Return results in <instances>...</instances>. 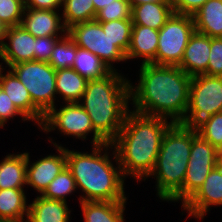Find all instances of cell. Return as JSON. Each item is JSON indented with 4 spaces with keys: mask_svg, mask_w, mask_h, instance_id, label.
<instances>
[{
    "mask_svg": "<svg viewBox=\"0 0 222 222\" xmlns=\"http://www.w3.org/2000/svg\"><path fill=\"white\" fill-rule=\"evenodd\" d=\"M94 4L95 11L98 12L101 10L104 6H108L112 4L114 0H92Z\"/></svg>",
    "mask_w": 222,
    "mask_h": 222,
    "instance_id": "ab89813d",
    "label": "cell"
},
{
    "mask_svg": "<svg viewBox=\"0 0 222 222\" xmlns=\"http://www.w3.org/2000/svg\"><path fill=\"white\" fill-rule=\"evenodd\" d=\"M24 10V0H0V20L7 27L20 25Z\"/></svg>",
    "mask_w": 222,
    "mask_h": 222,
    "instance_id": "836d02e7",
    "label": "cell"
},
{
    "mask_svg": "<svg viewBox=\"0 0 222 222\" xmlns=\"http://www.w3.org/2000/svg\"><path fill=\"white\" fill-rule=\"evenodd\" d=\"M194 128L203 140L222 153V112L204 118Z\"/></svg>",
    "mask_w": 222,
    "mask_h": 222,
    "instance_id": "1f68e13d",
    "label": "cell"
},
{
    "mask_svg": "<svg viewBox=\"0 0 222 222\" xmlns=\"http://www.w3.org/2000/svg\"><path fill=\"white\" fill-rule=\"evenodd\" d=\"M192 147V127L173 123L163 136L155 166L146 178H154L161 201H169L182 189Z\"/></svg>",
    "mask_w": 222,
    "mask_h": 222,
    "instance_id": "5b68a950",
    "label": "cell"
},
{
    "mask_svg": "<svg viewBox=\"0 0 222 222\" xmlns=\"http://www.w3.org/2000/svg\"><path fill=\"white\" fill-rule=\"evenodd\" d=\"M62 0H24L25 8L46 9L53 11L61 10Z\"/></svg>",
    "mask_w": 222,
    "mask_h": 222,
    "instance_id": "f35d334b",
    "label": "cell"
},
{
    "mask_svg": "<svg viewBox=\"0 0 222 222\" xmlns=\"http://www.w3.org/2000/svg\"><path fill=\"white\" fill-rule=\"evenodd\" d=\"M60 11L66 29L77 23L95 20L97 15L92 0H62Z\"/></svg>",
    "mask_w": 222,
    "mask_h": 222,
    "instance_id": "d4e9b609",
    "label": "cell"
},
{
    "mask_svg": "<svg viewBox=\"0 0 222 222\" xmlns=\"http://www.w3.org/2000/svg\"><path fill=\"white\" fill-rule=\"evenodd\" d=\"M91 149L89 152H79L66 147L67 167L76 182L77 191H82L81 195H78L79 202H127L126 178L112 144L94 145Z\"/></svg>",
    "mask_w": 222,
    "mask_h": 222,
    "instance_id": "7a4b0ae2",
    "label": "cell"
},
{
    "mask_svg": "<svg viewBox=\"0 0 222 222\" xmlns=\"http://www.w3.org/2000/svg\"><path fill=\"white\" fill-rule=\"evenodd\" d=\"M222 112V77L200 74L192 76L189 105L181 124L194 127L208 116Z\"/></svg>",
    "mask_w": 222,
    "mask_h": 222,
    "instance_id": "ba28073f",
    "label": "cell"
},
{
    "mask_svg": "<svg viewBox=\"0 0 222 222\" xmlns=\"http://www.w3.org/2000/svg\"><path fill=\"white\" fill-rule=\"evenodd\" d=\"M213 206H222V162L211 170L203 185L181 209L187 211L188 218L203 221Z\"/></svg>",
    "mask_w": 222,
    "mask_h": 222,
    "instance_id": "7c38bea8",
    "label": "cell"
},
{
    "mask_svg": "<svg viewBox=\"0 0 222 222\" xmlns=\"http://www.w3.org/2000/svg\"><path fill=\"white\" fill-rule=\"evenodd\" d=\"M62 37L47 36L35 38L34 60L49 62L56 42Z\"/></svg>",
    "mask_w": 222,
    "mask_h": 222,
    "instance_id": "8d00e7d4",
    "label": "cell"
},
{
    "mask_svg": "<svg viewBox=\"0 0 222 222\" xmlns=\"http://www.w3.org/2000/svg\"><path fill=\"white\" fill-rule=\"evenodd\" d=\"M172 124L166 118L143 115L132 109L128 112L119 134L111 142L125 178L145 182L155 166L163 136Z\"/></svg>",
    "mask_w": 222,
    "mask_h": 222,
    "instance_id": "3957f363",
    "label": "cell"
},
{
    "mask_svg": "<svg viewBox=\"0 0 222 222\" xmlns=\"http://www.w3.org/2000/svg\"><path fill=\"white\" fill-rule=\"evenodd\" d=\"M174 13L171 2H149L132 6L133 25L159 30Z\"/></svg>",
    "mask_w": 222,
    "mask_h": 222,
    "instance_id": "ffe728a7",
    "label": "cell"
},
{
    "mask_svg": "<svg viewBox=\"0 0 222 222\" xmlns=\"http://www.w3.org/2000/svg\"><path fill=\"white\" fill-rule=\"evenodd\" d=\"M204 74L222 77V37L210 38V56Z\"/></svg>",
    "mask_w": 222,
    "mask_h": 222,
    "instance_id": "e575fe53",
    "label": "cell"
},
{
    "mask_svg": "<svg viewBox=\"0 0 222 222\" xmlns=\"http://www.w3.org/2000/svg\"><path fill=\"white\" fill-rule=\"evenodd\" d=\"M76 190V182L70 169L66 166L63 171L50 182L41 196L67 203V197L75 193Z\"/></svg>",
    "mask_w": 222,
    "mask_h": 222,
    "instance_id": "f1b7e54d",
    "label": "cell"
},
{
    "mask_svg": "<svg viewBox=\"0 0 222 222\" xmlns=\"http://www.w3.org/2000/svg\"><path fill=\"white\" fill-rule=\"evenodd\" d=\"M17 153H9L0 160V190L26 187L27 152Z\"/></svg>",
    "mask_w": 222,
    "mask_h": 222,
    "instance_id": "d6986e66",
    "label": "cell"
},
{
    "mask_svg": "<svg viewBox=\"0 0 222 222\" xmlns=\"http://www.w3.org/2000/svg\"><path fill=\"white\" fill-rule=\"evenodd\" d=\"M60 11L25 8L20 25L35 38L58 36L67 33Z\"/></svg>",
    "mask_w": 222,
    "mask_h": 222,
    "instance_id": "9a60e30c",
    "label": "cell"
},
{
    "mask_svg": "<svg viewBox=\"0 0 222 222\" xmlns=\"http://www.w3.org/2000/svg\"><path fill=\"white\" fill-rule=\"evenodd\" d=\"M72 68L87 80L103 78L111 72L98 56L88 50L79 48L77 45Z\"/></svg>",
    "mask_w": 222,
    "mask_h": 222,
    "instance_id": "484cf974",
    "label": "cell"
},
{
    "mask_svg": "<svg viewBox=\"0 0 222 222\" xmlns=\"http://www.w3.org/2000/svg\"><path fill=\"white\" fill-rule=\"evenodd\" d=\"M88 80L73 68L56 70L57 102H79L86 89ZM60 98V99H59Z\"/></svg>",
    "mask_w": 222,
    "mask_h": 222,
    "instance_id": "cb8c5ba5",
    "label": "cell"
},
{
    "mask_svg": "<svg viewBox=\"0 0 222 222\" xmlns=\"http://www.w3.org/2000/svg\"><path fill=\"white\" fill-rule=\"evenodd\" d=\"M6 69L3 65L0 66V87L29 122L32 121L39 127L43 121L44 114L32 103L29 91L14 72L10 68Z\"/></svg>",
    "mask_w": 222,
    "mask_h": 222,
    "instance_id": "5bb4252c",
    "label": "cell"
},
{
    "mask_svg": "<svg viewBox=\"0 0 222 222\" xmlns=\"http://www.w3.org/2000/svg\"><path fill=\"white\" fill-rule=\"evenodd\" d=\"M48 140L53 144L51 146L55 147L57 154H47V156L40 157V159L32 163L30 161V153L27 151L26 186L32 187L39 195L45 191L50 182L67 166L66 147L50 139V136Z\"/></svg>",
    "mask_w": 222,
    "mask_h": 222,
    "instance_id": "8fae6325",
    "label": "cell"
},
{
    "mask_svg": "<svg viewBox=\"0 0 222 222\" xmlns=\"http://www.w3.org/2000/svg\"><path fill=\"white\" fill-rule=\"evenodd\" d=\"M67 34L79 48L98 56L111 71L118 70L115 63H127L126 56L104 33L101 23L96 20L74 24L67 29Z\"/></svg>",
    "mask_w": 222,
    "mask_h": 222,
    "instance_id": "30bf717a",
    "label": "cell"
},
{
    "mask_svg": "<svg viewBox=\"0 0 222 222\" xmlns=\"http://www.w3.org/2000/svg\"><path fill=\"white\" fill-rule=\"evenodd\" d=\"M20 116L21 120L29 121L14 105L13 101L10 100L7 93L0 87V128H3L5 124L15 119L16 116Z\"/></svg>",
    "mask_w": 222,
    "mask_h": 222,
    "instance_id": "d590c367",
    "label": "cell"
},
{
    "mask_svg": "<svg viewBox=\"0 0 222 222\" xmlns=\"http://www.w3.org/2000/svg\"><path fill=\"white\" fill-rule=\"evenodd\" d=\"M119 71H111L103 78L88 80L78 102L90 116L94 130L107 143L117 137L131 110V80Z\"/></svg>",
    "mask_w": 222,
    "mask_h": 222,
    "instance_id": "277c9868",
    "label": "cell"
},
{
    "mask_svg": "<svg viewBox=\"0 0 222 222\" xmlns=\"http://www.w3.org/2000/svg\"><path fill=\"white\" fill-rule=\"evenodd\" d=\"M192 17L195 31L210 38L222 37V0H207Z\"/></svg>",
    "mask_w": 222,
    "mask_h": 222,
    "instance_id": "603a6c76",
    "label": "cell"
},
{
    "mask_svg": "<svg viewBox=\"0 0 222 222\" xmlns=\"http://www.w3.org/2000/svg\"><path fill=\"white\" fill-rule=\"evenodd\" d=\"M132 7L128 0H114L112 4L104 6L97 12V22L131 19Z\"/></svg>",
    "mask_w": 222,
    "mask_h": 222,
    "instance_id": "d6a6232c",
    "label": "cell"
},
{
    "mask_svg": "<svg viewBox=\"0 0 222 222\" xmlns=\"http://www.w3.org/2000/svg\"><path fill=\"white\" fill-rule=\"evenodd\" d=\"M99 23H101L104 33L112 42H115V46L126 56L131 41L132 19Z\"/></svg>",
    "mask_w": 222,
    "mask_h": 222,
    "instance_id": "f546056e",
    "label": "cell"
},
{
    "mask_svg": "<svg viewBox=\"0 0 222 222\" xmlns=\"http://www.w3.org/2000/svg\"><path fill=\"white\" fill-rule=\"evenodd\" d=\"M214 167L216 166L187 165L183 187L170 202H180L182 207L203 185Z\"/></svg>",
    "mask_w": 222,
    "mask_h": 222,
    "instance_id": "4316f807",
    "label": "cell"
},
{
    "mask_svg": "<svg viewBox=\"0 0 222 222\" xmlns=\"http://www.w3.org/2000/svg\"><path fill=\"white\" fill-rule=\"evenodd\" d=\"M174 13L193 15L207 0H170Z\"/></svg>",
    "mask_w": 222,
    "mask_h": 222,
    "instance_id": "74e56055",
    "label": "cell"
},
{
    "mask_svg": "<svg viewBox=\"0 0 222 222\" xmlns=\"http://www.w3.org/2000/svg\"><path fill=\"white\" fill-rule=\"evenodd\" d=\"M194 31L195 25L191 15L173 13L159 29L157 54L151 64L178 66Z\"/></svg>",
    "mask_w": 222,
    "mask_h": 222,
    "instance_id": "9c48e42d",
    "label": "cell"
},
{
    "mask_svg": "<svg viewBox=\"0 0 222 222\" xmlns=\"http://www.w3.org/2000/svg\"><path fill=\"white\" fill-rule=\"evenodd\" d=\"M35 37L21 25L6 29L3 44L0 46V66L10 68L17 63L34 60ZM4 62V63H3Z\"/></svg>",
    "mask_w": 222,
    "mask_h": 222,
    "instance_id": "4fadbf2b",
    "label": "cell"
},
{
    "mask_svg": "<svg viewBox=\"0 0 222 222\" xmlns=\"http://www.w3.org/2000/svg\"><path fill=\"white\" fill-rule=\"evenodd\" d=\"M128 1L130 2L131 7L149 2H171L170 0H128Z\"/></svg>",
    "mask_w": 222,
    "mask_h": 222,
    "instance_id": "60d3db41",
    "label": "cell"
},
{
    "mask_svg": "<svg viewBox=\"0 0 222 222\" xmlns=\"http://www.w3.org/2000/svg\"><path fill=\"white\" fill-rule=\"evenodd\" d=\"M7 26L0 20V46L3 44Z\"/></svg>",
    "mask_w": 222,
    "mask_h": 222,
    "instance_id": "b9f144b4",
    "label": "cell"
},
{
    "mask_svg": "<svg viewBox=\"0 0 222 222\" xmlns=\"http://www.w3.org/2000/svg\"><path fill=\"white\" fill-rule=\"evenodd\" d=\"M159 30L143 26L132 25L131 41L126 53V60L130 62L141 59L142 64H151L157 54Z\"/></svg>",
    "mask_w": 222,
    "mask_h": 222,
    "instance_id": "e0dca14e",
    "label": "cell"
},
{
    "mask_svg": "<svg viewBox=\"0 0 222 222\" xmlns=\"http://www.w3.org/2000/svg\"><path fill=\"white\" fill-rule=\"evenodd\" d=\"M136 84L130 82L134 112L181 123L189 105L191 76L178 66L142 64Z\"/></svg>",
    "mask_w": 222,
    "mask_h": 222,
    "instance_id": "6da1fadb",
    "label": "cell"
},
{
    "mask_svg": "<svg viewBox=\"0 0 222 222\" xmlns=\"http://www.w3.org/2000/svg\"><path fill=\"white\" fill-rule=\"evenodd\" d=\"M66 202L36 196L29 204L26 222H69L71 210Z\"/></svg>",
    "mask_w": 222,
    "mask_h": 222,
    "instance_id": "ac0fdd59",
    "label": "cell"
},
{
    "mask_svg": "<svg viewBox=\"0 0 222 222\" xmlns=\"http://www.w3.org/2000/svg\"><path fill=\"white\" fill-rule=\"evenodd\" d=\"M209 56L210 37L194 31L178 67L191 77L204 74L207 71Z\"/></svg>",
    "mask_w": 222,
    "mask_h": 222,
    "instance_id": "2e32d148",
    "label": "cell"
},
{
    "mask_svg": "<svg viewBox=\"0 0 222 222\" xmlns=\"http://www.w3.org/2000/svg\"><path fill=\"white\" fill-rule=\"evenodd\" d=\"M76 56V44L66 33L60 38L52 51L49 58V64L55 69L72 68Z\"/></svg>",
    "mask_w": 222,
    "mask_h": 222,
    "instance_id": "4dcf8cb0",
    "label": "cell"
},
{
    "mask_svg": "<svg viewBox=\"0 0 222 222\" xmlns=\"http://www.w3.org/2000/svg\"><path fill=\"white\" fill-rule=\"evenodd\" d=\"M54 106L43 118L39 130L44 133L57 131L67 137L86 142L89 134H92L90 143L92 146L107 143L93 128L90 116L78 102L62 103Z\"/></svg>",
    "mask_w": 222,
    "mask_h": 222,
    "instance_id": "8992f818",
    "label": "cell"
},
{
    "mask_svg": "<svg viewBox=\"0 0 222 222\" xmlns=\"http://www.w3.org/2000/svg\"><path fill=\"white\" fill-rule=\"evenodd\" d=\"M28 201L25 189L0 190V222H26Z\"/></svg>",
    "mask_w": 222,
    "mask_h": 222,
    "instance_id": "7402d4cb",
    "label": "cell"
},
{
    "mask_svg": "<svg viewBox=\"0 0 222 222\" xmlns=\"http://www.w3.org/2000/svg\"><path fill=\"white\" fill-rule=\"evenodd\" d=\"M222 162V153L203 140L192 127V147L188 165L217 166Z\"/></svg>",
    "mask_w": 222,
    "mask_h": 222,
    "instance_id": "83f0119b",
    "label": "cell"
},
{
    "mask_svg": "<svg viewBox=\"0 0 222 222\" xmlns=\"http://www.w3.org/2000/svg\"><path fill=\"white\" fill-rule=\"evenodd\" d=\"M84 222H125L127 202L81 201Z\"/></svg>",
    "mask_w": 222,
    "mask_h": 222,
    "instance_id": "44dd1931",
    "label": "cell"
},
{
    "mask_svg": "<svg viewBox=\"0 0 222 222\" xmlns=\"http://www.w3.org/2000/svg\"><path fill=\"white\" fill-rule=\"evenodd\" d=\"M10 69L29 91L32 103L45 115L56 104V70L42 61H26Z\"/></svg>",
    "mask_w": 222,
    "mask_h": 222,
    "instance_id": "52a82bcc",
    "label": "cell"
}]
</instances>
